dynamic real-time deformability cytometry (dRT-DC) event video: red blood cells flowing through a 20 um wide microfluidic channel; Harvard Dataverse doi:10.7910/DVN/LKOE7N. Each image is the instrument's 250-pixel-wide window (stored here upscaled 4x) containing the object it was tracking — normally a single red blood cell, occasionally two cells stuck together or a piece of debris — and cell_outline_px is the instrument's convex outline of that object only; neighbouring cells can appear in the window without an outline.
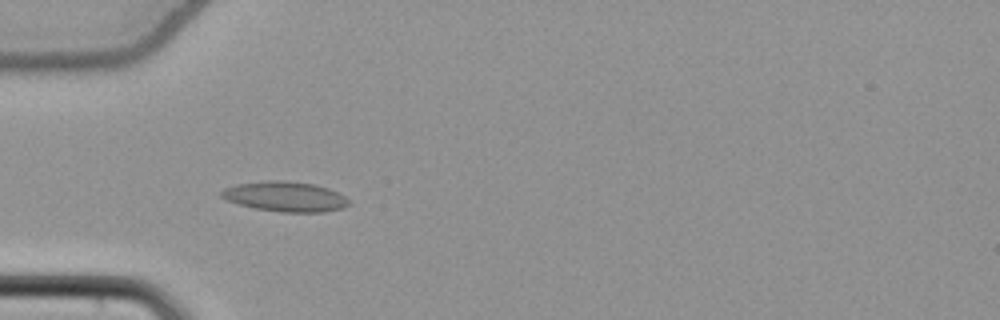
{"species": "common noctule bat (a hibernating species)", "species_latin": "Nyctalus noctula", "temperature_condition": "cold", "stored_images_in_passage": 56, "camera_frame_rate_fps": 3000, "um_per_image_px": 0.085, "animal": {"sex": "female", "body_mass_g": 22.7, "forearm_length_mm": 54.2}, "frame": {"image": 1, "passage_image": 19, "time_ms": 6.0, "image_size_px": [1000, 320], "cell_outline_px": [[352, 204], [344, 208], [324, 212], [280, 212], [256, 208], [240, 204], [228, 200], [220, 196], [220, 192], [224, 188], [236, 184], [268, 180], [284, 180], [316, 184], [328, 188], [344, 196]], "centroid_in_image_um": [24.27, 16.7], "position_along_channel_um": 60.7, "area_um2": 22.37}}
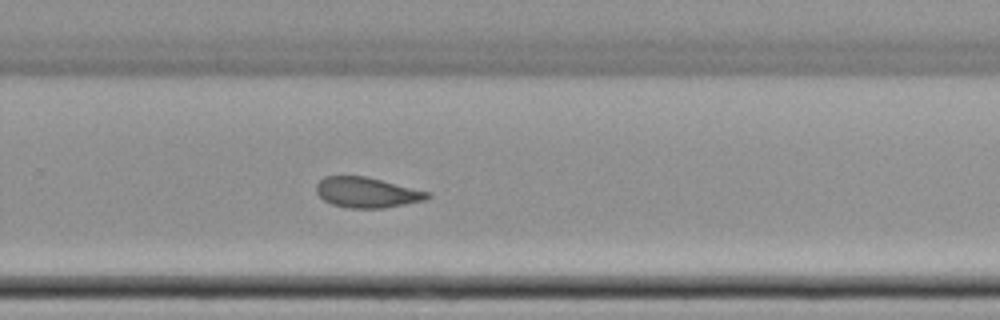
{"frame": {"image": 2, "passage_image": 38, "time_ms": 12.333, "image_size_px": [1000, 320], "cell_outline_px": [[432, 196], [424, 200], [384, 208], [348, 208], [332, 204], [324, 200], [316, 192], [316, 184], [324, 176], [364, 176], [428, 192]], "centroid_in_image_um": [31.14, 16.36], "position_along_channel_um": 298.7, "area_um2": 19.36}}
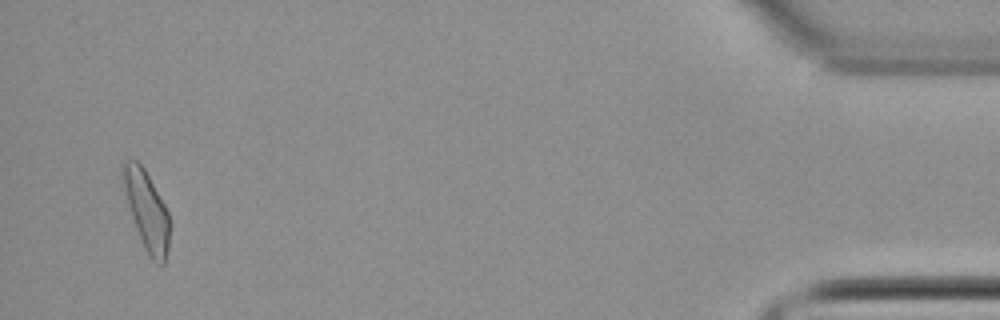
{"frame": {"image": 3, "passage_image": 54, "time_ms": 17.667, "image_size_px": [1000, 320], "cell_outline_px": [[172, 224], [168, 248], [164, 264], [160, 264], [152, 260], [144, 248], [132, 216], [128, 204], [120, 164], [124, 160], [136, 160], [144, 168], [164, 204], [168, 212]], "centroid_in_image_um": [12.5, 17.9], "position_along_channel_um": 422.7, "area_um2": 21.27}, "authors_computed_cell_mechanics": {"area_um2": 20.6346, "velocity_mm_per_s": 3.8442, "shape_relaxation_time_tau1_ms": null, "shape_relaxation_time_tau2_ms": 3.2038, "deformation_change_tau1": null, "deformation_change_tau2": 0.093}}